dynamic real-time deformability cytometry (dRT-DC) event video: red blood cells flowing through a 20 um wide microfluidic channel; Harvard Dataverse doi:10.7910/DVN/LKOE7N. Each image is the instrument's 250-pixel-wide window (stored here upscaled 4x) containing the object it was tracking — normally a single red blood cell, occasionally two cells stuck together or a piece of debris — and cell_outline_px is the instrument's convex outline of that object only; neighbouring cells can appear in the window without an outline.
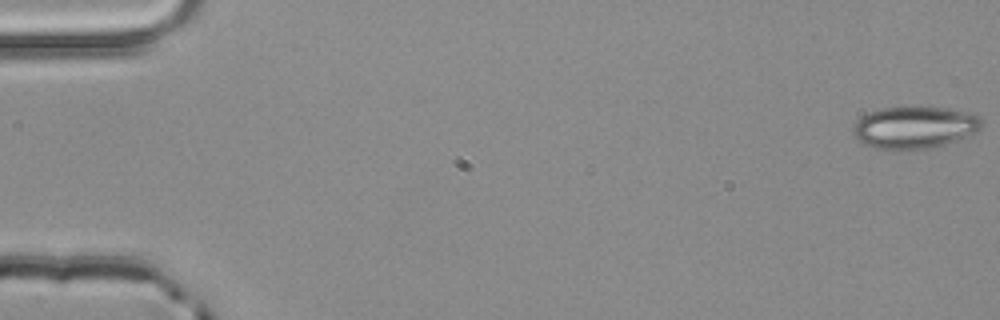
{"species": "common noctule bat (a hibernating species)", "species_latin": "Nyctalus noctula", "temperature_condition": "room temperature", "stored_images_in_passage": 3, "segment_of_instrument_passage": [2, 2], "camera_frame_rate_fps": 3000, "um_per_image_px": 0.085, "animal": {"sex": "male", "body_mass_g": 20.4}, "frame": {"image": 1, "passage_image": 3, "time_ms": 0.667, "image_size_px": [1000, 320], "cell_outline_px": [[984, 124], [976, 132], [956, 140], [944, 144], [928, 148], [896, 152], [876, 148], [864, 144], [856, 140], [852, 132], [852, 128], [856, 120], [868, 112], [880, 108], [912, 104], [916, 104], [972, 112], [980, 116], [984, 120]], "centroid_in_image_um": [77.71, 10.8], "position_along_channel_um": 7.3, "area_um2": 33.0}}